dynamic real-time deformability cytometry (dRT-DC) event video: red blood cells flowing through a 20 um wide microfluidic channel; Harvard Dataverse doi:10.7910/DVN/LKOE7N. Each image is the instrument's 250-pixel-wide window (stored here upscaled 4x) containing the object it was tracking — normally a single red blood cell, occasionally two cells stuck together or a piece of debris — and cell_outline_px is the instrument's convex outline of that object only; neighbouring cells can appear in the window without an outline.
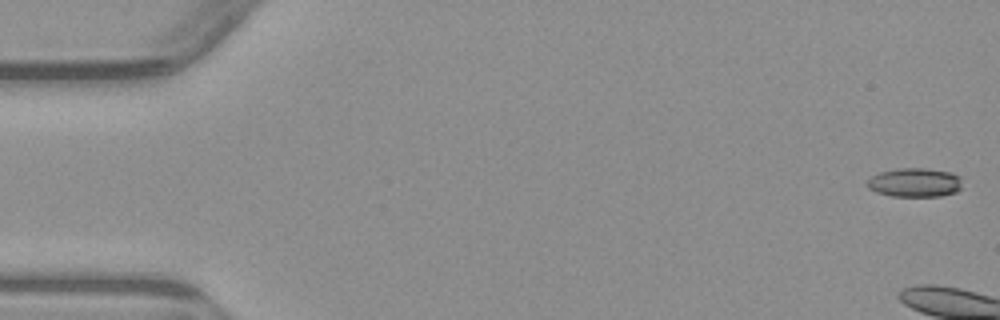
{"species": "common noctule bat (a hibernating species)", "species_latin": "Nyctalus noctula", "temperature_condition": "warm", "stored_images_in_passage": 4, "camera_frame_rate_fps": 3000, "um_per_image_px": 0.085, "animal": {"sex": "male", "body_mass_g": 23.1, "forearm_length_mm": 52.7}, "frame": {"image": 1, "passage_image": 1, "time_ms": 0.0, "image_size_px": [1000, 320], "cell_outline_px": [[960, 188], [956, 192], [940, 196], [892, 196], [876, 192], [868, 188], [864, 184], [872, 176], [880, 172], [896, 168], [924, 168], [952, 172], [960, 176]], "centroid_in_image_um": [77.73, 15.51], "position_along_channel_um": 7.3, "area_um2": 16.13}}